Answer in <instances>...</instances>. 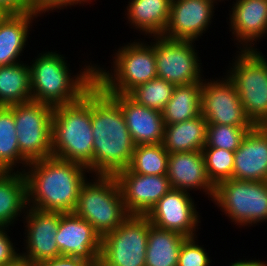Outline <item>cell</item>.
I'll use <instances>...</instances> for the list:
<instances>
[{"instance_id": "cell-1", "label": "cell", "mask_w": 267, "mask_h": 266, "mask_svg": "<svg viewBox=\"0 0 267 266\" xmlns=\"http://www.w3.org/2000/svg\"><path fill=\"white\" fill-rule=\"evenodd\" d=\"M93 175L115 176L129 167L135 144L120 106L97 84L91 88Z\"/></svg>"}, {"instance_id": "cell-2", "label": "cell", "mask_w": 267, "mask_h": 266, "mask_svg": "<svg viewBox=\"0 0 267 266\" xmlns=\"http://www.w3.org/2000/svg\"><path fill=\"white\" fill-rule=\"evenodd\" d=\"M87 167L58 159L43 158L29 162L27 180L28 206L42 211L73 213L82 185L87 181Z\"/></svg>"}, {"instance_id": "cell-3", "label": "cell", "mask_w": 267, "mask_h": 266, "mask_svg": "<svg viewBox=\"0 0 267 266\" xmlns=\"http://www.w3.org/2000/svg\"><path fill=\"white\" fill-rule=\"evenodd\" d=\"M29 65L32 100L52 107L81 99L96 84V64L88 63L74 75L65 56L44 51Z\"/></svg>"}, {"instance_id": "cell-4", "label": "cell", "mask_w": 267, "mask_h": 266, "mask_svg": "<svg viewBox=\"0 0 267 266\" xmlns=\"http://www.w3.org/2000/svg\"><path fill=\"white\" fill-rule=\"evenodd\" d=\"M51 134L52 156L79 163L93 176L91 89L74 103L54 107Z\"/></svg>"}, {"instance_id": "cell-5", "label": "cell", "mask_w": 267, "mask_h": 266, "mask_svg": "<svg viewBox=\"0 0 267 266\" xmlns=\"http://www.w3.org/2000/svg\"><path fill=\"white\" fill-rule=\"evenodd\" d=\"M137 40L115 50L111 72L96 65V84L106 94L127 95L137 86L157 78L153 44Z\"/></svg>"}, {"instance_id": "cell-6", "label": "cell", "mask_w": 267, "mask_h": 266, "mask_svg": "<svg viewBox=\"0 0 267 266\" xmlns=\"http://www.w3.org/2000/svg\"><path fill=\"white\" fill-rule=\"evenodd\" d=\"M82 185L73 211L103 237L129 216L115 176L93 175ZM89 180V181H88Z\"/></svg>"}, {"instance_id": "cell-7", "label": "cell", "mask_w": 267, "mask_h": 266, "mask_svg": "<svg viewBox=\"0 0 267 266\" xmlns=\"http://www.w3.org/2000/svg\"><path fill=\"white\" fill-rule=\"evenodd\" d=\"M236 53L227 76L236 87L246 116L254 125H266L267 60L257 50H238Z\"/></svg>"}, {"instance_id": "cell-8", "label": "cell", "mask_w": 267, "mask_h": 266, "mask_svg": "<svg viewBox=\"0 0 267 266\" xmlns=\"http://www.w3.org/2000/svg\"><path fill=\"white\" fill-rule=\"evenodd\" d=\"M212 202L240 228L266 222L267 181H222L215 186Z\"/></svg>"}, {"instance_id": "cell-9", "label": "cell", "mask_w": 267, "mask_h": 266, "mask_svg": "<svg viewBox=\"0 0 267 266\" xmlns=\"http://www.w3.org/2000/svg\"><path fill=\"white\" fill-rule=\"evenodd\" d=\"M10 107L13 109L21 155L28 162L52 157L51 133L54 107L33 100Z\"/></svg>"}, {"instance_id": "cell-10", "label": "cell", "mask_w": 267, "mask_h": 266, "mask_svg": "<svg viewBox=\"0 0 267 266\" xmlns=\"http://www.w3.org/2000/svg\"><path fill=\"white\" fill-rule=\"evenodd\" d=\"M149 220L129 215L122 224L101 237L99 266H145Z\"/></svg>"}, {"instance_id": "cell-11", "label": "cell", "mask_w": 267, "mask_h": 266, "mask_svg": "<svg viewBox=\"0 0 267 266\" xmlns=\"http://www.w3.org/2000/svg\"><path fill=\"white\" fill-rule=\"evenodd\" d=\"M152 40L157 78L164 79L175 86L203 80L202 63L195 41L172 40L163 36H152Z\"/></svg>"}, {"instance_id": "cell-12", "label": "cell", "mask_w": 267, "mask_h": 266, "mask_svg": "<svg viewBox=\"0 0 267 266\" xmlns=\"http://www.w3.org/2000/svg\"><path fill=\"white\" fill-rule=\"evenodd\" d=\"M202 80L201 115L207 123L230 126H254L246 116L233 81L226 75ZM207 80V81H206Z\"/></svg>"}, {"instance_id": "cell-13", "label": "cell", "mask_w": 267, "mask_h": 266, "mask_svg": "<svg viewBox=\"0 0 267 266\" xmlns=\"http://www.w3.org/2000/svg\"><path fill=\"white\" fill-rule=\"evenodd\" d=\"M190 194L172 188L145 216L156 227L180 233L187 238L196 237L201 216Z\"/></svg>"}, {"instance_id": "cell-14", "label": "cell", "mask_w": 267, "mask_h": 266, "mask_svg": "<svg viewBox=\"0 0 267 266\" xmlns=\"http://www.w3.org/2000/svg\"><path fill=\"white\" fill-rule=\"evenodd\" d=\"M22 218L26 228L23 240L25 246L23 250H25L20 253V256L34 263L60 256L55 237L61 212L42 211L28 206Z\"/></svg>"}, {"instance_id": "cell-15", "label": "cell", "mask_w": 267, "mask_h": 266, "mask_svg": "<svg viewBox=\"0 0 267 266\" xmlns=\"http://www.w3.org/2000/svg\"><path fill=\"white\" fill-rule=\"evenodd\" d=\"M217 4L216 0H172L163 37L198 41L213 22Z\"/></svg>"}, {"instance_id": "cell-16", "label": "cell", "mask_w": 267, "mask_h": 266, "mask_svg": "<svg viewBox=\"0 0 267 266\" xmlns=\"http://www.w3.org/2000/svg\"><path fill=\"white\" fill-rule=\"evenodd\" d=\"M115 178L129 215H146L172 189L167 175H142L126 168Z\"/></svg>"}, {"instance_id": "cell-17", "label": "cell", "mask_w": 267, "mask_h": 266, "mask_svg": "<svg viewBox=\"0 0 267 266\" xmlns=\"http://www.w3.org/2000/svg\"><path fill=\"white\" fill-rule=\"evenodd\" d=\"M60 256L77 257L99 266L101 236L86 220L74 213H62L56 234Z\"/></svg>"}, {"instance_id": "cell-18", "label": "cell", "mask_w": 267, "mask_h": 266, "mask_svg": "<svg viewBox=\"0 0 267 266\" xmlns=\"http://www.w3.org/2000/svg\"><path fill=\"white\" fill-rule=\"evenodd\" d=\"M233 3L228 19L237 48L259 50L255 43L267 35V0H235Z\"/></svg>"}, {"instance_id": "cell-19", "label": "cell", "mask_w": 267, "mask_h": 266, "mask_svg": "<svg viewBox=\"0 0 267 266\" xmlns=\"http://www.w3.org/2000/svg\"><path fill=\"white\" fill-rule=\"evenodd\" d=\"M232 179L267 181L266 125H254L234 151Z\"/></svg>"}, {"instance_id": "cell-20", "label": "cell", "mask_w": 267, "mask_h": 266, "mask_svg": "<svg viewBox=\"0 0 267 266\" xmlns=\"http://www.w3.org/2000/svg\"><path fill=\"white\" fill-rule=\"evenodd\" d=\"M108 95L120 106L135 145L163 142L165 124L162 112L140 105L128 95Z\"/></svg>"}, {"instance_id": "cell-21", "label": "cell", "mask_w": 267, "mask_h": 266, "mask_svg": "<svg viewBox=\"0 0 267 266\" xmlns=\"http://www.w3.org/2000/svg\"><path fill=\"white\" fill-rule=\"evenodd\" d=\"M167 177L172 188L203 190L212 201L215 186L208 178L202 151L169 153Z\"/></svg>"}, {"instance_id": "cell-22", "label": "cell", "mask_w": 267, "mask_h": 266, "mask_svg": "<svg viewBox=\"0 0 267 266\" xmlns=\"http://www.w3.org/2000/svg\"><path fill=\"white\" fill-rule=\"evenodd\" d=\"M172 0H129L127 19L143 36H163L166 29Z\"/></svg>"}, {"instance_id": "cell-23", "label": "cell", "mask_w": 267, "mask_h": 266, "mask_svg": "<svg viewBox=\"0 0 267 266\" xmlns=\"http://www.w3.org/2000/svg\"><path fill=\"white\" fill-rule=\"evenodd\" d=\"M39 15L33 11L10 14L0 25V67L20 61V56L28 44L30 26ZM25 47V48H24ZM24 49V50H23Z\"/></svg>"}, {"instance_id": "cell-24", "label": "cell", "mask_w": 267, "mask_h": 266, "mask_svg": "<svg viewBox=\"0 0 267 266\" xmlns=\"http://www.w3.org/2000/svg\"><path fill=\"white\" fill-rule=\"evenodd\" d=\"M28 208L27 180L24 172L4 171L0 175V226H13ZM21 214V215H20Z\"/></svg>"}, {"instance_id": "cell-25", "label": "cell", "mask_w": 267, "mask_h": 266, "mask_svg": "<svg viewBox=\"0 0 267 266\" xmlns=\"http://www.w3.org/2000/svg\"><path fill=\"white\" fill-rule=\"evenodd\" d=\"M207 126L201 114L187 121L165 125L162 144L168 153L202 151L206 145Z\"/></svg>"}, {"instance_id": "cell-26", "label": "cell", "mask_w": 267, "mask_h": 266, "mask_svg": "<svg viewBox=\"0 0 267 266\" xmlns=\"http://www.w3.org/2000/svg\"><path fill=\"white\" fill-rule=\"evenodd\" d=\"M187 239L180 233L151 224L145 254V266H177L179 251Z\"/></svg>"}, {"instance_id": "cell-27", "label": "cell", "mask_w": 267, "mask_h": 266, "mask_svg": "<svg viewBox=\"0 0 267 266\" xmlns=\"http://www.w3.org/2000/svg\"><path fill=\"white\" fill-rule=\"evenodd\" d=\"M202 81L175 86L171 99L162 111L165 125L193 119L201 114Z\"/></svg>"}, {"instance_id": "cell-28", "label": "cell", "mask_w": 267, "mask_h": 266, "mask_svg": "<svg viewBox=\"0 0 267 266\" xmlns=\"http://www.w3.org/2000/svg\"><path fill=\"white\" fill-rule=\"evenodd\" d=\"M32 100L29 65L18 62L0 67V106Z\"/></svg>"}, {"instance_id": "cell-29", "label": "cell", "mask_w": 267, "mask_h": 266, "mask_svg": "<svg viewBox=\"0 0 267 266\" xmlns=\"http://www.w3.org/2000/svg\"><path fill=\"white\" fill-rule=\"evenodd\" d=\"M28 163L18 146L13 109L0 106V167L4 171H16L14 168L22 166L17 171L24 172Z\"/></svg>"}, {"instance_id": "cell-30", "label": "cell", "mask_w": 267, "mask_h": 266, "mask_svg": "<svg viewBox=\"0 0 267 266\" xmlns=\"http://www.w3.org/2000/svg\"><path fill=\"white\" fill-rule=\"evenodd\" d=\"M168 158L162 143L136 145L128 169L142 175H167Z\"/></svg>"}, {"instance_id": "cell-31", "label": "cell", "mask_w": 267, "mask_h": 266, "mask_svg": "<svg viewBox=\"0 0 267 266\" xmlns=\"http://www.w3.org/2000/svg\"><path fill=\"white\" fill-rule=\"evenodd\" d=\"M174 88V84L155 78L137 86L127 95L140 105L162 112L171 99Z\"/></svg>"}, {"instance_id": "cell-32", "label": "cell", "mask_w": 267, "mask_h": 266, "mask_svg": "<svg viewBox=\"0 0 267 266\" xmlns=\"http://www.w3.org/2000/svg\"><path fill=\"white\" fill-rule=\"evenodd\" d=\"M202 153L208 178L214 186L222 181L232 179L234 152L221 148L204 147Z\"/></svg>"}, {"instance_id": "cell-33", "label": "cell", "mask_w": 267, "mask_h": 266, "mask_svg": "<svg viewBox=\"0 0 267 266\" xmlns=\"http://www.w3.org/2000/svg\"><path fill=\"white\" fill-rule=\"evenodd\" d=\"M253 126H230L208 123L204 147H215L234 152Z\"/></svg>"}, {"instance_id": "cell-34", "label": "cell", "mask_w": 267, "mask_h": 266, "mask_svg": "<svg viewBox=\"0 0 267 266\" xmlns=\"http://www.w3.org/2000/svg\"><path fill=\"white\" fill-rule=\"evenodd\" d=\"M196 237L187 238L179 251L177 266H211L212 259Z\"/></svg>"}, {"instance_id": "cell-35", "label": "cell", "mask_w": 267, "mask_h": 266, "mask_svg": "<svg viewBox=\"0 0 267 266\" xmlns=\"http://www.w3.org/2000/svg\"><path fill=\"white\" fill-rule=\"evenodd\" d=\"M32 11L39 15V17L46 12H53V10H62L64 8L74 7L75 5H89L91 0H30ZM79 3V4H78ZM89 3V4H88Z\"/></svg>"}, {"instance_id": "cell-36", "label": "cell", "mask_w": 267, "mask_h": 266, "mask_svg": "<svg viewBox=\"0 0 267 266\" xmlns=\"http://www.w3.org/2000/svg\"><path fill=\"white\" fill-rule=\"evenodd\" d=\"M8 230L9 227L0 226V266H6L14 262L20 256V252L18 253L19 248L17 250L12 239L8 236Z\"/></svg>"}, {"instance_id": "cell-37", "label": "cell", "mask_w": 267, "mask_h": 266, "mask_svg": "<svg viewBox=\"0 0 267 266\" xmlns=\"http://www.w3.org/2000/svg\"><path fill=\"white\" fill-rule=\"evenodd\" d=\"M37 266H92L84 259L70 256H58L53 259L41 261Z\"/></svg>"}, {"instance_id": "cell-38", "label": "cell", "mask_w": 267, "mask_h": 266, "mask_svg": "<svg viewBox=\"0 0 267 266\" xmlns=\"http://www.w3.org/2000/svg\"><path fill=\"white\" fill-rule=\"evenodd\" d=\"M0 5L10 14H23L32 11L30 0H0Z\"/></svg>"}, {"instance_id": "cell-39", "label": "cell", "mask_w": 267, "mask_h": 266, "mask_svg": "<svg viewBox=\"0 0 267 266\" xmlns=\"http://www.w3.org/2000/svg\"><path fill=\"white\" fill-rule=\"evenodd\" d=\"M239 260L229 264V266H267V261L265 263L264 261H261L259 259L256 260V258L254 260H247L246 258L243 261L242 259Z\"/></svg>"}, {"instance_id": "cell-40", "label": "cell", "mask_w": 267, "mask_h": 266, "mask_svg": "<svg viewBox=\"0 0 267 266\" xmlns=\"http://www.w3.org/2000/svg\"><path fill=\"white\" fill-rule=\"evenodd\" d=\"M6 266H37V263H34L33 261L25 259L22 256H19L14 262Z\"/></svg>"}, {"instance_id": "cell-41", "label": "cell", "mask_w": 267, "mask_h": 266, "mask_svg": "<svg viewBox=\"0 0 267 266\" xmlns=\"http://www.w3.org/2000/svg\"><path fill=\"white\" fill-rule=\"evenodd\" d=\"M10 13L0 5V21H4Z\"/></svg>"}, {"instance_id": "cell-42", "label": "cell", "mask_w": 267, "mask_h": 266, "mask_svg": "<svg viewBox=\"0 0 267 266\" xmlns=\"http://www.w3.org/2000/svg\"><path fill=\"white\" fill-rule=\"evenodd\" d=\"M4 172V170L0 167V175Z\"/></svg>"}]
</instances>
